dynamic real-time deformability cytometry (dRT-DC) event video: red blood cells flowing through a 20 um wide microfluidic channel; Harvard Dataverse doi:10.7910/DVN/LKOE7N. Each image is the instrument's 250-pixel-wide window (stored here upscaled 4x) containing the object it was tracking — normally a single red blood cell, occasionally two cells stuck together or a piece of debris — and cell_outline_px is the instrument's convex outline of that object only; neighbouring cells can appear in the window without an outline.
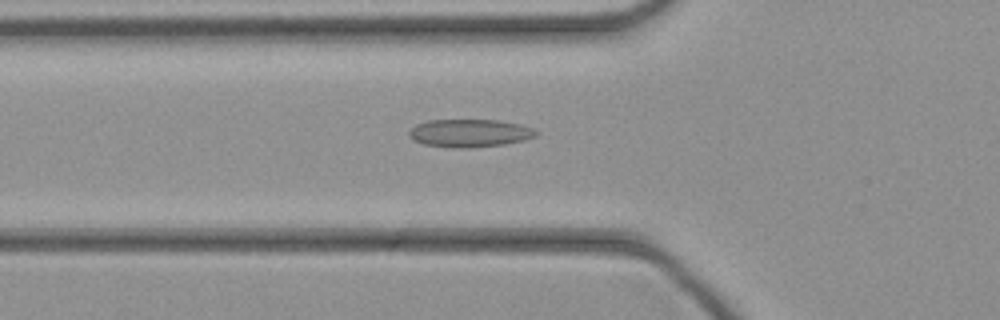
{"species": "common noctule bat (a hibernating species)", "species_latin": "Nyctalus noctula", "temperature_condition": "cold", "stored_images_in_passage": 39, "camera_frame_rate_fps": 3000, "um_per_image_px": 0.085, "animal": {"sex": "female", "body_mass_g": 21.9}, "frame": {"image": 1, "passage_image": 10, "time_ms": 3.0, "image_size_px": [1000, 320], "cell_outline_px": [[540, 132], [536, 136], [524, 140], [504, 144], [468, 148], [452, 148], [424, 144], [412, 140], [408, 136], [408, 132], [416, 124], [428, 120], [500, 120], [520, 124], [532, 128]], "centroid_in_image_um": [39.92, 11.31], "position_along_channel_um": 85.9, "area_um2": 20.81}}
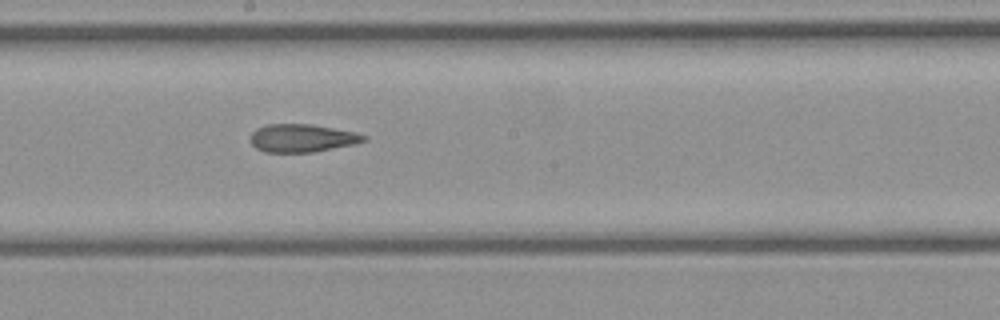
{"frame": {"image": 2, "passage_image": 19, "time_ms": 6.0, "image_size_px": [1000, 320], "cell_outline_px": [[368, 140], [356, 144], [312, 152], [264, 152], [256, 148], [252, 144], [252, 132], [256, 128], [268, 124], [312, 124], [356, 132], [368, 136]], "centroid_in_image_um": [25.72, 11.73], "position_along_channel_um": 222.5, "area_um2": 18.55}}
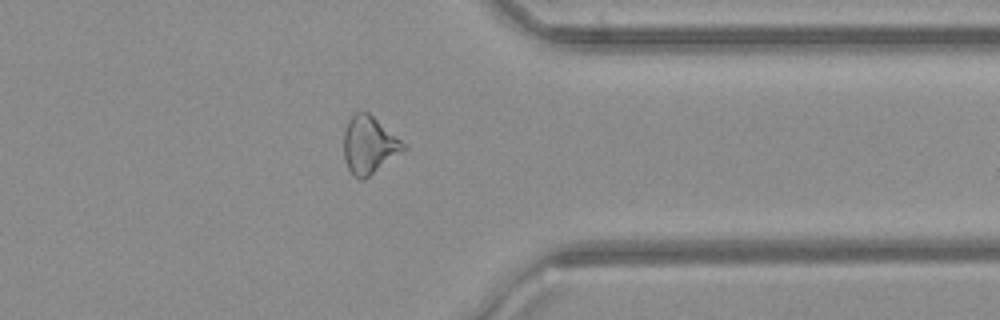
{"frame": {"image": 3, "passage_image": 30, "time_ms": 9.667, "image_size_px": [1000, 320], "cell_outline_px": [[408, 148], [364, 180], [360, 180], [352, 176], [344, 160], [344, 132], [348, 120], [356, 112], [368, 112], [408, 144]], "centroid_in_image_um": [31.4, 12.35], "position_along_channel_um": 380.0, "area_um2": 20.29}}